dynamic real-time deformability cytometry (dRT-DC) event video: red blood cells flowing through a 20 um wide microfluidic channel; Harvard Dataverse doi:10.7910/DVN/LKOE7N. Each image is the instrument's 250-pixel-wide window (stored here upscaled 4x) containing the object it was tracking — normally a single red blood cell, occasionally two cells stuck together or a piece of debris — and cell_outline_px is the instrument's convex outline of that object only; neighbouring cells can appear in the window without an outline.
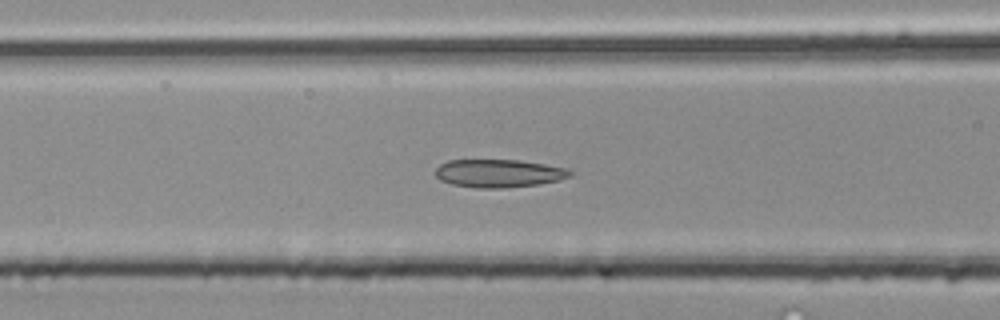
{"species": "common noctule bat (a hibernating species)", "species_latin": "Nyctalus noctula", "temperature_condition": "room temperature", "stored_images_in_passage": 51, "camera_frame_rate_fps": 3000, "um_per_image_px": 0.085, "animal": {"sex": "male", "body_mass_g": 20.4}, "frame": {"image": 1, "passage_image": 20, "time_ms": 6.333, "image_size_px": [1000, 320], "cell_outline_px": [[572, 176], [560, 180], [540, 184], [504, 188], [476, 188], [452, 184], [440, 180], [436, 176], [436, 168], [440, 164], [448, 160], [520, 160], [544, 164], [564, 168], [572, 172]], "centroid_in_image_um": [42.39, 14.74], "position_along_channel_um": 124.2, "area_um2": 22.02}}
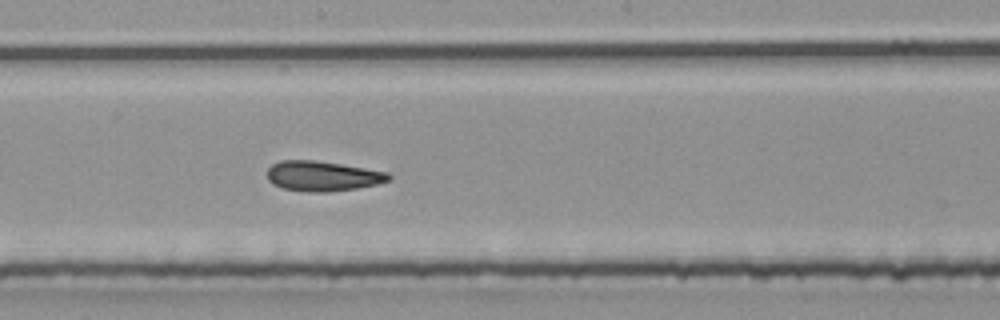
{"frame": {"image": 2, "passage_image": 27, "time_ms": 8.667, "image_size_px": [1000, 320], "cell_outline_px": [[392, 180], [376, 184], [356, 188], [328, 192], [312, 192], [284, 188], [272, 184], [268, 180], [268, 168], [272, 164], [280, 160], [316, 160], [388, 172], [392, 176]], "centroid_in_image_um": [27.43, 14.96], "position_along_channel_um": 220.8, "area_um2": 21.21}}
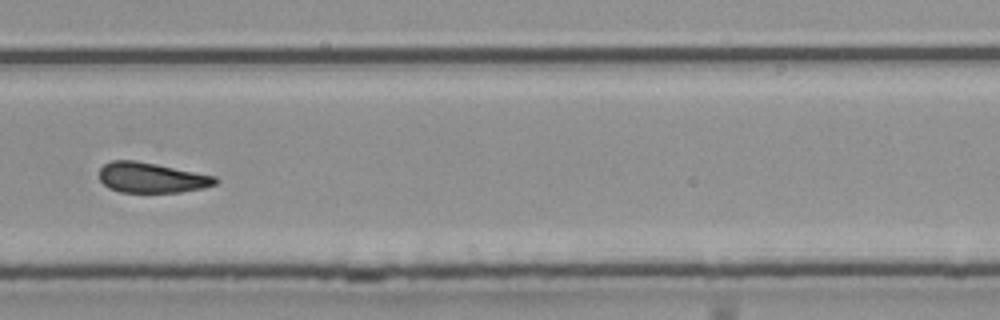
{"frame": {"image": 3, "passage_image": 34, "time_ms": 11.0, "image_size_px": [1000, 320], "cell_outline_px": [[220, 180], [216, 184], [204, 188], [180, 192], [120, 192], [108, 188], [100, 180], [100, 168], [104, 164], [112, 160], [136, 160], [216, 176]], "centroid_in_image_um": [12.89, 15.1], "position_along_channel_um": 316.9, "area_um2": 20.52}, "authors_computed_cell_mechanics": {"area_um2": 21.386, "velocity_mm_per_s": 4.138, "shape_relaxation_time_tau1_ms": null, "shape_relaxation_time_tau2_ms": 3.7592, "deformation_change_tau1": null, "deformation_change_tau2": 0.1213}}